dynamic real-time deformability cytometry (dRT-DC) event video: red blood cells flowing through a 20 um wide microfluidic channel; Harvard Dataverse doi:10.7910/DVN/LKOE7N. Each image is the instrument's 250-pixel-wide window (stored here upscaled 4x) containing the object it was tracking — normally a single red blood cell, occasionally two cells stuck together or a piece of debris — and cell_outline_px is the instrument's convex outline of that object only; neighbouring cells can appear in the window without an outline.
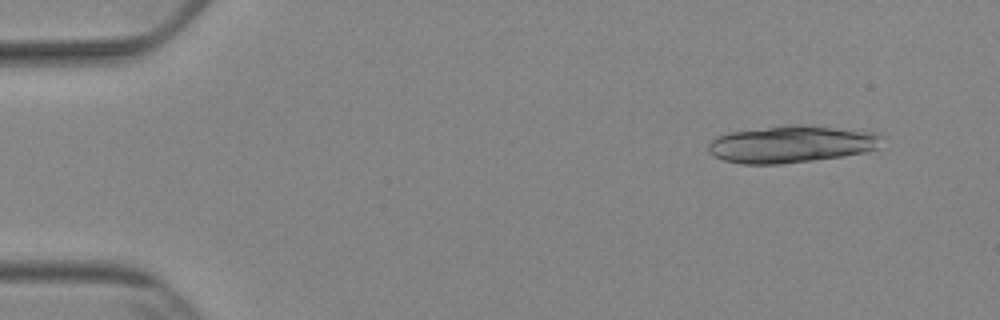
{"species": "Egyptian fruit bat (a non-hibernating species)", "species_latin": "Rousettus aegyptiacus", "temperature_condition": "cold", "stored_images_in_passage": 16, "camera_frame_rate_fps": 3000, "um_per_image_px": 0.085, "animal": {"sex": "female"}, "frame": {"image": 1, "passage_image": 1, "time_ms": 0.0, "image_size_px": [1000, 320], "cell_outline_px": [[884, 136], [876, 148], [864, 152], [840, 156], [812, 160], [780, 164], [740, 164], [724, 160], [712, 156], [708, 152], [708, 144], [716, 136], [728, 132], [788, 124], [800, 124], [876, 132]], "centroid_in_image_um": [67.21, 12.24], "position_along_channel_um": 17.8, "area_um2": 37.63}}